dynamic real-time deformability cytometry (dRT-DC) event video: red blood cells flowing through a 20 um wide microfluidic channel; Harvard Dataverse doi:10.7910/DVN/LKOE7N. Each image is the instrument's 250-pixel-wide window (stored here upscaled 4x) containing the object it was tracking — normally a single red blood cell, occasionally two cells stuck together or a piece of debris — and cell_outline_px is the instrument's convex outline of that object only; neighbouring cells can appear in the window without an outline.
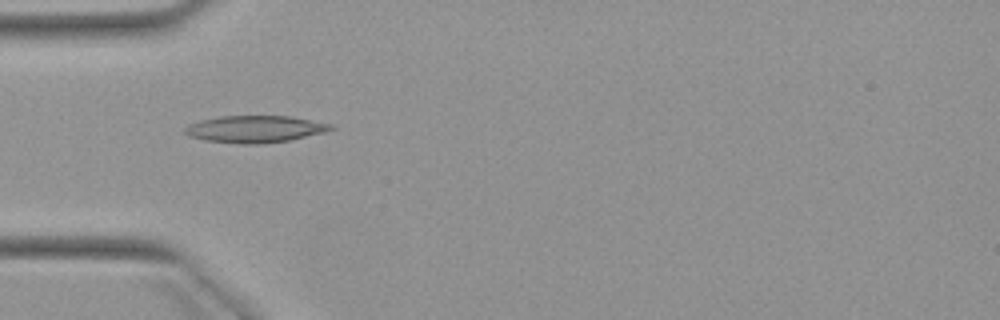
{"species": "Egyptian fruit bat (a non-hibernating species)", "species_latin": "Rousettus aegyptiacus", "temperature_condition": "warm", "stored_images_in_passage": 7, "camera_frame_rate_fps": 3000, "um_per_image_px": 0.085, "animal": {"sex": "female"}, "frame": {"image": 1, "passage_image": 5, "time_ms": 4.667, "image_size_px": [1000, 320], "cell_outline_px": [[336, 128], [324, 132], [288, 140], [260, 144], [240, 144], [204, 140], [188, 136], [184, 132], [184, 128], [188, 124], [200, 120], [220, 116], [288, 116], [332, 124]], "centroid_in_image_um": [21.62, 10.97], "position_along_channel_um": 63.4, "area_um2": 22.89}}
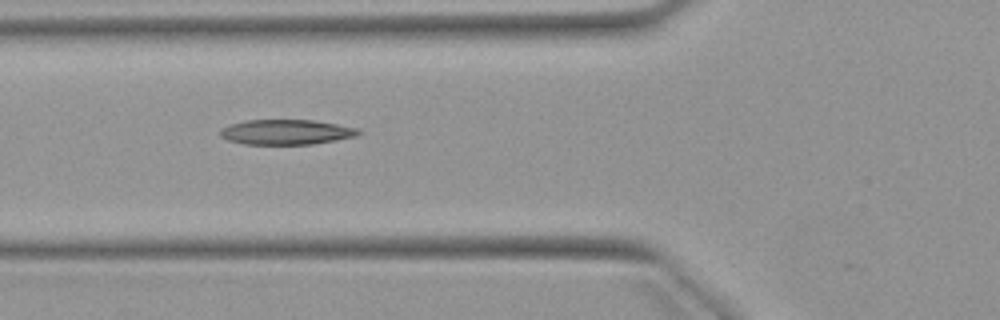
{"frame": {"image": 2, "passage_image": 6, "time_ms": 5.667, "image_size_px": [1000, 320], "cell_outline_px": [[364, 132], [356, 136], [336, 140], [312, 144], [244, 144], [228, 140], [220, 136], [220, 128], [228, 124], [248, 120], [312, 120], [360, 128]], "centroid_in_image_um": [24.34, 11.22], "position_along_channel_um": 101.5, "area_um2": 20.29}}
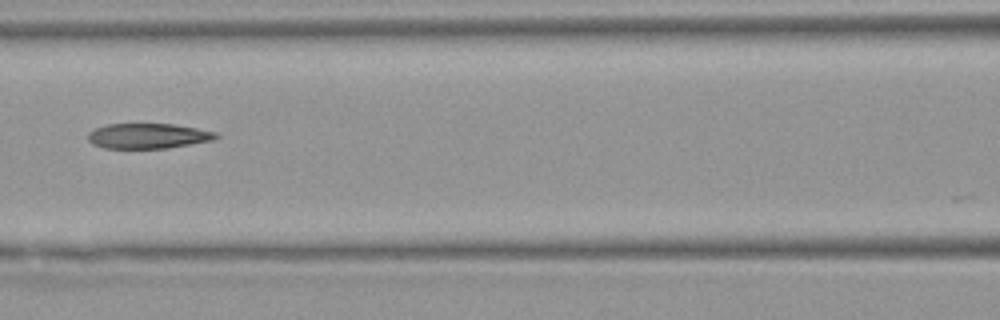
{"frame": {"image": 3, "passage_image": 7, "time_ms": 7.0, "image_size_px": [1000, 320], "cell_outline_px": [[220, 136], [212, 140], [168, 148], [104, 148], [92, 144], [88, 140], [88, 132], [96, 128], [108, 124], [172, 124], [196, 128], [216, 132]], "centroid_in_image_um": [12.57, 11.56], "position_along_channel_um": 154.0, "area_um2": 18.67}}